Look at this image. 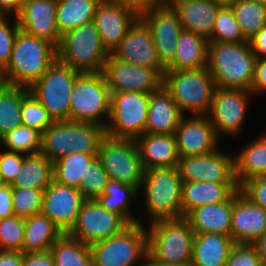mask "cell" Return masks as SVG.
Returning <instances> with one entry per match:
<instances>
[{
    "instance_id": "1",
    "label": "cell",
    "mask_w": 266,
    "mask_h": 266,
    "mask_svg": "<svg viewBox=\"0 0 266 266\" xmlns=\"http://www.w3.org/2000/svg\"><path fill=\"white\" fill-rule=\"evenodd\" d=\"M147 266H191L194 231L185 217L152 221Z\"/></svg>"
},
{
    "instance_id": "2",
    "label": "cell",
    "mask_w": 266,
    "mask_h": 266,
    "mask_svg": "<svg viewBox=\"0 0 266 266\" xmlns=\"http://www.w3.org/2000/svg\"><path fill=\"white\" fill-rule=\"evenodd\" d=\"M57 60V47L18 30L7 66L0 72L4 84L30 88Z\"/></svg>"
},
{
    "instance_id": "3",
    "label": "cell",
    "mask_w": 266,
    "mask_h": 266,
    "mask_svg": "<svg viewBox=\"0 0 266 266\" xmlns=\"http://www.w3.org/2000/svg\"><path fill=\"white\" fill-rule=\"evenodd\" d=\"M207 68L217 88L251 90L256 56L249 41H208Z\"/></svg>"
},
{
    "instance_id": "4",
    "label": "cell",
    "mask_w": 266,
    "mask_h": 266,
    "mask_svg": "<svg viewBox=\"0 0 266 266\" xmlns=\"http://www.w3.org/2000/svg\"><path fill=\"white\" fill-rule=\"evenodd\" d=\"M105 135V128L94 123L54 121L42 133L40 152L51 162L74 152L98 154Z\"/></svg>"
},
{
    "instance_id": "5",
    "label": "cell",
    "mask_w": 266,
    "mask_h": 266,
    "mask_svg": "<svg viewBox=\"0 0 266 266\" xmlns=\"http://www.w3.org/2000/svg\"><path fill=\"white\" fill-rule=\"evenodd\" d=\"M162 85L182 113L189 111L194 115L208 114L216 86L207 67L165 70Z\"/></svg>"
},
{
    "instance_id": "6",
    "label": "cell",
    "mask_w": 266,
    "mask_h": 266,
    "mask_svg": "<svg viewBox=\"0 0 266 266\" xmlns=\"http://www.w3.org/2000/svg\"><path fill=\"white\" fill-rule=\"evenodd\" d=\"M109 55L94 21L63 34L57 47V59L81 73L102 72Z\"/></svg>"
},
{
    "instance_id": "7",
    "label": "cell",
    "mask_w": 266,
    "mask_h": 266,
    "mask_svg": "<svg viewBox=\"0 0 266 266\" xmlns=\"http://www.w3.org/2000/svg\"><path fill=\"white\" fill-rule=\"evenodd\" d=\"M147 214L151 222L182 217V180L177 167L144 170L142 184Z\"/></svg>"
},
{
    "instance_id": "8",
    "label": "cell",
    "mask_w": 266,
    "mask_h": 266,
    "mask_svg": "<svg viewBox=\"0 0 266 266\" xmlns=\"http://www.w3.org/2000/svg\"><path fill=\"white\" fill-rule=\"evenodd\" d=\"M110 102V89L102 72L81 73L72 89L69 121L94 123L105 128ZM103 115L107 116L106 121Z\"/></svg>"
},
{
    "instance_id": "9",
    "label": "cell",
    "mask_w": 266,
    "mask_h": 266,
    "mask_svg": "<svg viewBox=\"0 0 266 266\" xmlns=\"http://www.w3.org/2000/svg\"><path fill=\"white\" fill-rule=\"evenodd\" d=\"M90 249L93 266H134L141 259L147 263V230L139 222L130 224L119 234L91 244Z\"/></svg>"
},
{
    "instance_id": "10",
    "label": "cell",
    "mask_w": 266,
    "mask_h": 266,
    "mask_svg": "<svg viewBox=\"0 0 266 266\" xmlns=\"http://www.w3.org/2000/svg\"><path fill=\"white\" fill-rule=\"evenodd\" d=\"M80 74L57 59L29 88V92L46 108L54 121L69 120L71 93Z\"/></svg>"
},
{
    "instance_id": "11",
    "label": "cell",
    "mask_w": 266,
    "mask_h": 266,
    "mask_svg": "<svg viewBox=\"0 0 266 266\" xmlns=\"http://www.w3.org/2000/svg\"><path fill=\"white\" fill-rule=\"evenodd\" d=\"M110 115L105 134L113 138L135 140L145 133L150 94L110 92Z\"/></svg>"
},
{
    "instance_id": "12",
    "label": "cell",
    "mask_w": 266,
    "mask_h": 266,
    "mask_svg": "<svg viewBox=\"0 0 266 266\" xmlns=\"http://www.w3.org/2000/svg\"><path fill=\"white\" fill-rule=\"evenodd\" d=\"M97 157L110 179L142 189L144 168L135 140L105 135L99 143Z\"/></svg>"
},
{
    "instance_id": "13",
    "label": "cell",
    "mask_w": 266,
    "mask_h": 266,
    "mask_svg": "<svg viewBox=\"0 0 266 266\" xmlns=\"http://www.w3.org/2000/svg\"><path fill=\"white\" fill-rule=\"evenodd\" d=\"M129 225L122 216L108 212L96 200H85L68 234L91 245L119 234Z\"/></svg>"
},
{
    "instance_id": "14",
    "label": "cell",
    "mask_w": 266,
    "mask_h": 266,
    "mask_svg": "<svg viewBox=\"0 0 266 266\" xmlns=\"http://www.w3.org/2000/svg\"><path fill=\"white\" fill-rule=\"evenodd\" d=\"M102 74L110 92L133 91L150 94L163 83V75L157 69L123 62L111 53Z\"/></svg>"
},
{
    "instance_id": "15",
    "label": "cell",
    "mask_w": 266,
    "mask_h": 266,
    "mask_svg": "<svg viewBox=\"0 0 266 266\" xmlns=\"http://www.w3.org/2000/svg\"><path fill=\"white\" fill-rule=\"evenodd\" d=\"M249 90L234 88H215L211 108L207 114L215 133L237 135L245 121Z\"/></svg>"
},
{
    "instance_id": "16",
    "label": "cell",
    "mask_w": 266,
    "mask_h": 266,
    "mask_svg": "<svg viewBox=\"0 0 266 266\" xmlns=\"http://www.w3.org/2000/svg\"><path fill=\"white\" fill-rule=\"evenodd\" d=\"M177 168L182 182L237 183L234 158L219 149L206 155L180 157Z\"/></svg>"
},
{
    "instance_id": "17",
    "label": "cell",
    "mask_w": 266,
    "mask_h": 266,
    "mask_svg": "<svg viewBox=\"0 0 266 266\" xmlns=\"http://www.w3.org/2000/svg\"><path fill=\"white\" fill-rule=\"evenodd\" d=\"M84 201L78 188L62 185L53 180L43 192L42 213L63 234L69 233L77 221Z\"/></svg>"
},
{
    "instance_id": "18",
    "label": "cell",
    "mask_w": 266,
    "mask_h": 266,
    "mask_svg": "<svg viewBox=\"0 0 266 266\" xmlns=\"http://www.w3.org/2000/svg\"><path fill=\"white\" fill-rule=\"evenodd\" d=\"M183 116L174 132L179 157L212 153L218 148V136L207 115Z\"/></svg>"
},
{
    "instance_id": "19",
    "label": "cell",
    "mask_w": 266,
    "mask_h": 266,
    "mask_svg": "<svg viewBox=\"0 0 266 266\" xmlns=\"http://www.w3.org/2000/svg\"><path fill=\"white\" fill-rule=\"evenodd\" d=\"M115 58L143 67H153L162 75L165 67L159 61L157 49L146 24L138 18L111 53Z\"/></svg>"
},
{
    "instance_id": "20",
    "label": "cell",
    "mask_w": 266,
    "mask_h": 266,
    "mask_svg": "<svg viewBox=\"0 0 266 266\" xmlns=\"http://www.w3.org/2000/svg\"><path fill=\"white\" fill-rule=\"evenodd\" d=\"M140 19L149 28L159 61L166 67L174 58L176 43L183 30L178 14L171 6L163 5L152 9Z\"/></svg>"
},
{
    "instance_id": "21",
    "label": "cell",
    "mask_w": 266,
    "mask_h": 266,
    "mask_svg": "<svg viewBox=\"0 0 266 266\" xmlns=\"http://www.w3.org/2000/svg\"><path fill=\"white\" fill-rule=\"evenodd\" d=\"M57 0H25L16 17L19 28L58 47L61 35L56 25Z\"/></svg>"
},
{
    "instance_id": "22",
    "label": "cell",
    "mask_w": 266,
    "mask_h": 266,
    "mask_svg": "<svg viewBox=\"0 0 266 266\" xmlns=\"http://www.w3.org/2000/svg\"><path fill=\"white\" fill-rule=\"evenodd\" d=\"M266 231V210L240 190L234 193L230 236L235 244H253Z\"/></svg>"
},
{
    "instance_id": "23",
    "label": "cell",
    "mask_w": 266,
    "mask_h": 266,
    "mask_svg": "<svg viewBox=\"0 0 266 266\" xmlns=\"http://www.w3.org/2000/svg\"><path fill=\"white\" fill-rule=\"evenodd\" d=\"M138 18L113 0H101L96 8L94 23L101 42L109 53L120 44L128 29Z\"/></svg>"
},
{
    "instance_id": "24",
    "label": "cell",
    "mask_w": 266,
    "mask_h": 266,
    "mask_svg": "<svg viewBox=\"0 0 266 266\" xmlns=\"http://www.w3.org/2000/svg\"><path fill=\"white\" fill-rule=\"evenodd\" d=\"M184 114L162 85L150 93L146 134H174Z\"/></svg>"
},
{
    "instance_id": "25",
    "label": "cell",
    "mask_w": 266,
    "mask_h": 266,
    "mask_svg": "<svg viewBox=\"0 0 266 266\" xmlns=\"http://www.w3.org/2000/svg\"><path fill=\"white\" fill-rule=\"evenodd\" d=\"M144 170L177 167L180 159L174 134H146L135 139Z\"/></svg>"
},
{
    "instance_id": "26",
    "label": "cell",
    "mask_w": 266,
    "mask_h": 266,
    "mask_svg": "<svg viewBox=\"0 0 266 266\" xmlns=\"http://www.w3.org/2000/svg\"><path fill=\"white\" fill-rule=\"evenodd\" d=\"M178 14L182 29L208 40L220 6L210 0H188L166 3Z\"/></svg>"
},
{
    "instance_id": "27",
    "label": "cell",
    "mask_w": 266,
    "mask_h": 266,
    "mask_svg": "<svg viewBox=\"0 0 266 266\" xmlns=\"http://www.w3.org/2000/svg\"><path fill=\"white\" fill-rule=\"evenodd\" d=\"M238 190L237 183L182 182V217L197 207L223 203Z\"/></svg>"
},
{
    "instance_id": "28",
    "label": "cell",
    "mask_w": 266,
    "mask_h": 266,
    "mask_svg": "<svg viewBox=\"0 0 266 266\" xmlns=\"http://www.w3.org/2000/svg\"><path fill=\"white\" fill-rule=\"evenodd\" d=\"M234 194L223 203H214L191 210L185 218L195 234L220 233L230 236Z\"/></svg>"
},
{
    "instance_id": "29",
    "label": "cell",
    "mask_w": 266,
    "mask_h": 266,
    "mask_svg": "<svg viewBox=\"0 0 266 266\" xmlns=\"http://www.w3.org/2000/svg\"><path fill=\"white\" fill-rule=\"evenodd\" d=\"M234 245L226 234H195L191 266H225Z\"/></svg>"
},
{
    "instance_id": "30",
    "label": "cell",
    "mask_w": 266,
    "mask_h": 266,
    "mask_svg": "<svg viewBox=\"0 0 266 266\" xmlns=\"http://www.w3.org/2000/svg\"><path fill=\"white\" fill-rule=\"evenodd\" d=\"M208 40L194 32L182 30L176 53L165 70H187L207 67Z\"/></svg>"
},
{
    "instance_id": "31",
    "label": "cell",
    "mask_w": 266,
    "mask_h": 266,
    "mask_svg": "<svg viewBox=\"0 0 266 266\" xmlns=\"http://www.w3.org/2000/svg\"><path fill=\"white\" fill-rule=\"evenodd\" d=\"M61 230L42 212L24 218L23 253L50 250V247L62 235Z\"/></svg>"
},
{
    "instance_id": "32",
    "label": "cell",
    "mask_w": 266,
    "mask_h": 266,
    "mask_svg": "<svg viewBox=\"0 0 266 266\" xmlns=\"http://www.w3.org/2000/svg\"><path fill=\"white\" fill-rule=\"evenodd\" d=\"M234 166L239 187L249 179L266 176V134L240 151L234 157Z\"/></svg>"
},
{
    "instance_id": "33",
    "label": "cell",
    "mask_w": 266,
    "mask_h": 266,
    "mask_svg": "<svg viewBox=\"0 0 266 266\" xmlns=\"http://www.w3.org/2000/svg\"><path fill=\"white\" fill-rule=\"evenodd\" d=\"M53 180V162L39 152L24 156L22 168L10 185L44 191Z\"/></svg>"
},
{
    "instance_id": "34",
    "label": "cell",
    "mask_w": 266,
    "mask_h": 266,
    "mask_svg": "<svg viewBox=\"0 0 266 266\" xmlns=\"http://www.w3.org/2000/svg\"><path fill=\"white\" fill-rule=\"evenodd\" d=\"M100 2L101 0H57L56 25L60 35L94 21Z\"/></svg>"
},
{
    "instance_id": "35",
    "label": "cell",
    "mask_w": 266,
    "mask_h": 266,
    "mask_svg": "<svg viewBox=\"0 0 266 266\" xmlns=\"http://www.w3.org/2000/svg\"><path fill=\"white\" fill-rule=\"evenodd\" d=\"M139 190L120 181L109 179L103 194L96 201L108 212L122 216L129 224L141 223L140 218H133L129 212L131 199H135Z\"/></svg>"
},
{
    "instance_id": "36",
    "label": "cell",
    "mask_w": 266,
    "mask_h": 266,
    "mask_svg": "<svg viewBox=\"0 0 266 266\" xmlns=\"http://www.w3.org/2000/svg\"><path fill=\"white\" fill-rule=\"evenodd\" d=\"M54 266H93L90 245L70 236L62 234L50 247Z\"/></svg>"
},
{
    "instance_id": "37",
    "label": "cell",
    "mask_w": 266,
    "mask_h": 266,
    "mask_svg": "<svg viewBox=\"0 0 266 266\" xmlns=\"http://www.w3.org/2000/svg\"><path fill=\"white\" fill-rule=\"evenodd\" d=\"M28 92L24 87L4 83L0 86V139L22 125V99Z\"/></svg>"
},
{
    "instance_id": "38",
    "label": "cell",
    "mask_w": 266,
    "mask_h": 266,
    "mask_svg": "<svg viewBox=\"0 0 266 266\" xmlns=\"http://www.w3.org/2000/svg\"><path fill=\"white\" fill-rule=\"evenodd\" d=\"M97 154L74 152L53 162V178L59 184L78 188L86 177L87 165Z\"/></svg>"
},
{
    "instance_id": "39",
    "label": "cell",
    "mask_w": 266,
    "mask_h": 266,
    "mask_svg": "<svg viewBox=\"0 0 266 266\" xmlns=\"http://www.w3.org/2000/svg\"><path fill=\"white\" fill-rule=\"evenodd\" d=\"M230 7L247 41L266 25V4L236 0Z\"/></svg>"
},
{
    "instance_id": "40",
    "label": "cell",
    "mask_w": 266,
    "mask_h": 266,
    "mask_svg": "<svg viewBox=\"0 0 266 266\" xmlns=\"http://www.w3.org/2000/svg\"><path fill=\"white\" fill-rule=\"evenodd\" d=\"M41 138L42 133L37 129L20 125L6 133L0 139V144L5 146L6 151L30 155L41 151Z\"/></svg>"
},
{
    "instance_id": "41",
    "label": "cell",
    "mask_w": 266,
    "mask_h": 266,
    "mask_svg": "<svg viewBox=\"0 0 266 266\" xmlns=\"http://www.w3.org/2000/svg\"><path fill=\"white\" fill-rule=\"evenodd\" d=\"M208 41L241 43L247 40L238 22L235 20L231 7H220Z\"/></svg>"
},
{
    "instance_id": "42",
    "label": "cell",
    "mask_w": 266,
    "mask_h": 266,
    "mask_svg": "<svg viewBox=\"0 0 266 266\" xmlns=\"http://www.w3.org/2000/svg\"><path fill=\"white\" fill-rule=\"evenodd\" d=\"M43 190L36 188L12 187L14 214L28 218L42 212Z\"/></svg>"
},
{
    "instance_id": "43",
    "label": "cell",
    "mask_w": 266,
    "mask_h": 266,
    "mask_svg": "<svg viewBox=\"0 0 266 266\" xmlns=\"http://www.w3.org/2000/svg\"><path fill=\"white\" fill-rule=\"evenodd\" d=\"M109 176L96 156L88 165L86 177L81 180L78 189L85 200H96L108 183Z\"/></svg>"
},
{
    "instance_id": "44",
    "label": "cell",
    "mask_w": 266,
    "mask_h": 266,
    "mask_svg": "<svg viewBox=\"0 0 266 266\" xmlns=\"http://www.w3.org/2000/svg\"><path fill=\"white\" fill-rule=\"evenodd\" d=\"M21 120L22 125L41 133L54 122L46 108L30 92L22 99Z\"/></svg>"
},
{
    "instance_id": "45",
    "label": "cell",
    "mask_w": 266,
    "mask_h": 266,
    "mask_svg": "<svg viewBox=\"0 0 266 266\" xmlns=\"http://www.w3.org/2000/svg\"><path fill=\"white\" fill-rule=\"evenodd\" d=\"M24 218L13 215L0 219V250L22 252Z\"/></svg>"
},
{
    "instance_id": "46",
    "label": "cell",
    "mask_w": 266,
    "mask_h": 266,
    "mask_svg": "<svg viewBox=\"0 0 266 266\" xmlns=\"http://www.w3.org/2000/svg\"><path fill=\"white\" fill-rule=\"evenodd\" d=\"M13 21V27H10L6 15L0 14V72L10 61L14 41L20 29L16 17Z\"/></svg>"
},
{
    "instance_id": "47",
    "label": "cell",
    "mask_w": 266,
    "mask_h": 266,
    "mask_svg": "<svg viewBox=\"0 0 266 266\" xmlns=\"http://www.w3.org/2000/svg\"><path fill=\"white\" fill-rule=\"evenodd\" d=\"M225 266H262V262L253 244H235Z\"/></svg>"
},
{
    "instance_id": "48",
    "label": "cell",
    "mask_w": 266,
    "mask_h": 266,
    "mask_svg": "<svg viewBox=\"0 0 266 266\" xmlns=\"http://www.w3.org/2000/svg\"><path fill=\"white\" fill-rule=\"evenodd\" d=\"M25 154L11 151L0 153V176L4 184H11L22 168Z\"/></svg>"
},
{
    "instance_id": "49",
    "label": "cell",
    "mask_w": 266,
    "mask_h": 266,
    "mask_svg": "<svg viewBox=\"0 0 266 266\" xmlns=\"http://www.w3.org/2000/svg\"><path fill=\"white\" fill-rule=\"evenodd\" d=\"M239 190L253 203L266 210V176L249 179Z\"/></svg>"
},
{
    "instance_id": "50",
    "label": "cell",
    "mask_w": 266,
    "mask_h": 266,
    "mask_svg": "<svg viewBox=\"0 0 266 266\" xmlns=\"http://www.w3.org/2000/svg\"><path fill=\"white\" fill-rule=\"evenodd\" d=\"M137 18L148 14L152 9L166 5L165 0H113Z\"/></svg>"
},
{
    "instance_id": "51",
    "label": "cell",
    "mask_w": 266,
    "mask_h": 266,
    "mask_svg": "<svg viewBox=\"0 0 266 266\" xmlns=\"http://www.w3.org/2000/svg\"><path fill=\"white\" fill-rule=\"evenodd\" d=\"M22 266H54L53 255L50 250L23 253Z\"/></svg>"
},
{
    "instance_id": "52",
    "label": "cell",
    "mask_w": 266,
    "mask_h": 266,
    "mask_svg": "<svg viewBox=\"0 0 266 266\" xmlns=\"http://www.w3.org/2000/svg\"><path fill=\"white\" fill-rule=\"evenodd\" d=\"M266 90V58L256 59L251 92L262 93Z\"/></svg>"
},
{
    "instance_id": "53",
    "label": "cell",
    "mask_w": 266,
    "mask_h": 266,
    "mask_svg": "<svg viewBox=\"0 0 266 266\" xmlns=\"http://www.w3.org/2000/svg\"><path fill=\"white\" fill-rule=\"evenodd\" d=\"M15 215L12 205V187L4 184L0 187V219Z\"/></svg>"
},
{
    "instance_id": "54",
    "label": "cell",
    "mask_w": 266,
    "mask_h": 266,
    "mask_svg": "<svg viewBox=\"0 0 266 266\" xmlns=\"http://www.w3.org/2000/svg\"><path fill=\"white\" fill-rule=\"evenodd\" d=\"M249 43L256 59L266 58V25L249 40Z\"/></svg>"
},
{
    "instance_id": "55",
    "label": "cell",
    "mask_w": 266,
    "mask_h": 266,
    "mask_svg": "<svg viewBox=\"0 0 266 266\" xmlns=\"http://www.w3.org/2000/svg\"><path fill=\"white\" fill-rule=\"evenodd\" d=\"M23 252L0 250V266H22Z\"/></svg>"
},
{
    "instance_id": "56",
    "label": "cell",
    "mask_w": 266,
    "mask_h": 266,
    "mask_svg": "<svg viewBox=\"0 0 266 266\" xmlns=\"http://www.w3.org/2000/svg\"><path fill=\"white\" fill-rule=\"evenodd\" d=\"M25 0H0V14L13 13L14 17L20 14Z\"/></svg>"
},
{
    "instance_id": "57",
    "label": "cell",
    "mask_w": 266,
    "mask_h": 266,
    "mask_svg": "<svg viewBox=\"0 0 266 266\" xmlns=\"http://www.w3.org/2000/svg\"><path fill=\"white\" fill-rule=\"evenodd\" d=\"M260 256L262 264L266 265V231L253 243Z\"/></svg>"
},
{
    "instance_id": "58",
    "label": "cell",
    "mask_w": 266,
    "mask_h": 266,
    "mask_svg": "<svg viewBox=\"0 0 266 266\" xmlns=\"http://www.w3.org/2000/svg\"><path fill=\"white\" fill-rule=\"evenodd\" d=\"M220 7H230L236 0H210Z\"/></svg>"
},
{
    "instance_id": "59",
    "label": "cell",
    "mask_w": 266,
    "mask_h": 266,
    "mask_svg": "<svg viewBox=\"0 0 266 266\" xmlns=\"http://www.w3.org/2000/svg\"><path fill=\"white\" fill-rule=\"evenodd\" d=\"M178 1H188V0H165V3H176Z\"/></svg>"
},
{
    "instance_id": "60",
    "label": "cell",
    "mask_w": 266,
    "mask_h": 266,
    "mask_svg": "<svg viewBox=\"0 0 266 266\" xmlns=\"http://www.w3.org/2000/svg\"><path fill=\"white\" fill-rule=\"evenodd\" d=\"M251 1L266 4V0H251Z\"/></svg>"
},
{
    "instance_id": "61",
    "label": "cell",
    "mask_w": 266,
    "mask_h": 266,
    "mask_svg": "<svg viewBox=\"0 0 266 266\" xmlns=\"http://www.w3.org/2000/svg\"><path fill=\"white\" fill-rule=\"evenodd\" d=\"M3 185H4V183H3L2 179H1V176H0V187L3 186Z\"/></svg>"
},
{
    "instance_id": "62",
    "label": "cell",
    "mask_w": 266,
    "mask_h": 266,
    "mask_svg": "<svg viewBox=\"0 0 266 266\" xmlns=\"http://www.w3.org/2000/svg\"><path fill=\"white\" fill-rule=\"evenodd\" d=\"M139 266H147V263H142V264L139 263Z\"/></svg>"
},
{
    "instance_id": "63",
    "label": "cell",
    "mask_w": 266,
    "mask_h": 266,
    "mask_svg": "<svg viewBox=\"0 0 266 266\" xmlns=\"http://www.w3.org/2000/svg\"><path fill=\"white\" fill-rule=\"evenodd\" d=\"M2 78H1V74H0V86L2 85Z\"/></svg>"
}]
</instances>
